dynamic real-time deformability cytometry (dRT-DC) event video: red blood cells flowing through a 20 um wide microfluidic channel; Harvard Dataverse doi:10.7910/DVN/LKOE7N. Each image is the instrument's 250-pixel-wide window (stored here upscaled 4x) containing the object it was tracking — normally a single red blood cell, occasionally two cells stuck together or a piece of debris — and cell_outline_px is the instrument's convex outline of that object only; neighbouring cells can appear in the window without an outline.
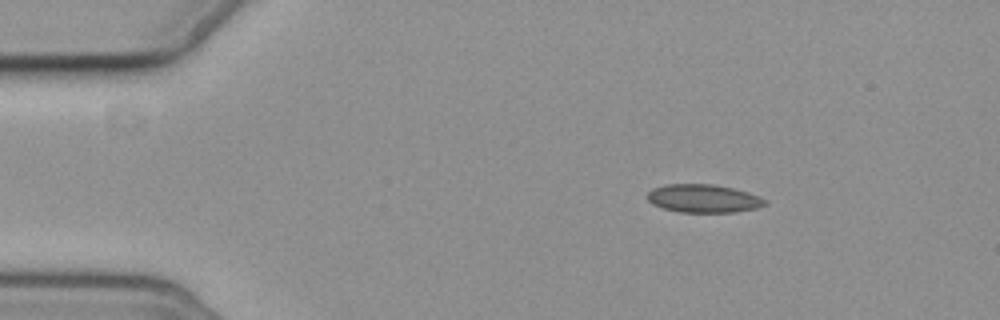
{"species": "common noctule bat (a hibernating species)", "species_latin": "Nyctalus noctula", "temperature_condition": "cold", "stored_images_in_passage": 2, "camera_frame_rate_fps": 3000, "um_per_image_px": 0.085, "animal": {"sex": "female", "body_mass_g": 19.3, "forearm_length_mm": 54.1}, "frame": {"image": 1, "passage_image": 2, "time_ms": 1.333, "image_size_px": [1000, 320], "cell_outline_px": [[768, 204], [756, 208], [736, 212], [680, 212], [664, 208], [652, 204], [644, 196], [652, 188], [668, 184], [712, 184], [732, 188], [748, 192], [768, 200]], "centroid_in_image_um": [59.79, 16.87], "position_along_channel_um": 25.2, "area_um2": 19.42}}